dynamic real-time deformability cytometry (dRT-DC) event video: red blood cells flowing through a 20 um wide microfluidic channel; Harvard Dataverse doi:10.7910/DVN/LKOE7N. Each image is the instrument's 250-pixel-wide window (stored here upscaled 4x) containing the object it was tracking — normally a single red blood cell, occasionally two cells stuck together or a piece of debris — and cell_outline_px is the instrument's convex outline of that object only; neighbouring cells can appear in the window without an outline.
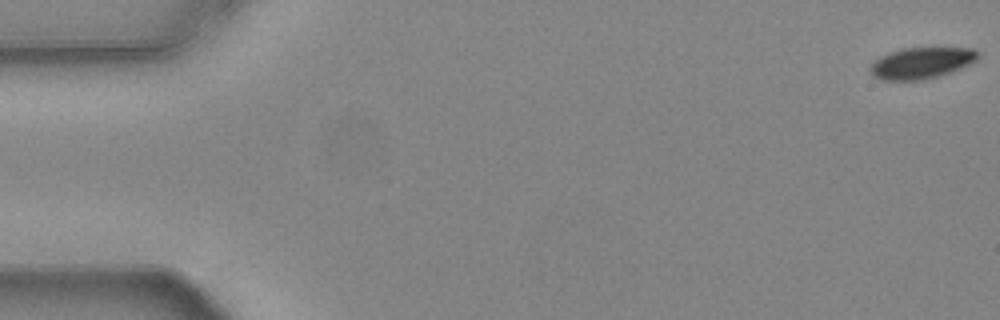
{"species": "common noctule bat (a hibernating species)", "species_latin": "Nyctalus noctula", "temperature_condition": "warm", "stored_images_in_passage": 55, "camera_frame_rate_fps": 3000, "um_per_image_px": 0.085, "animal": {"sex": "female", "body_mass_g": 24.6, "forearm_length_mm": 56.2}, "frame": {"image": 1, "passage_image": 1, "time_ms": 0.0, "image_size_px": [1000, 320], "cell_outline_px": [[980, 56], [976, 60], [960, 68], [940, 76], [924, 80], [880, 80], [872, 76], [868, 72], [868, 68], [880, 56], [888, 52], [900, 48], [976, 48], [980, 52]], "centroid_in_image_um": [78.29, 5.35], "position_along_channel_um": 6.7, "area_um2": 19.94}}
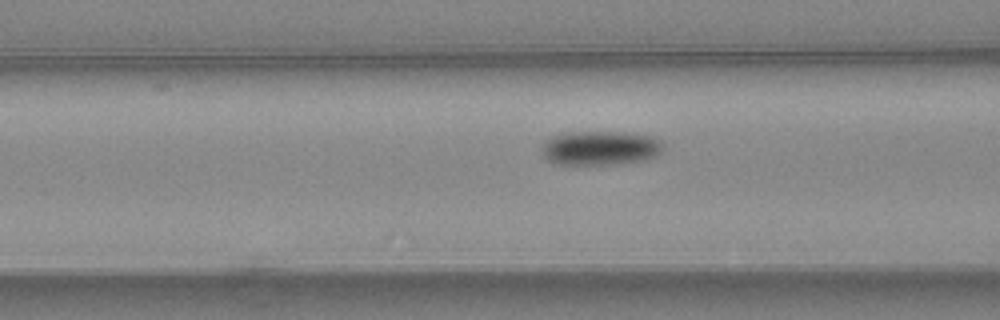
{"frame": {"image": 2, "passage_image": 22, "time_ms": 7.0, "image_size_px": [1000, 320], "cell_outline_px": [[664, 148], [656, 156], [648, 160], [612, 164], [556, 164], [548, 160], [540, 152], [540, 148], [552, 136], [564, 132], [628, 132], [652, 136], [660, 140], [664, 144]], "centroid_in_image_um": [51.05, 12.57], "position_along_channel_um": 115.6, "area_um2": 24.51}}
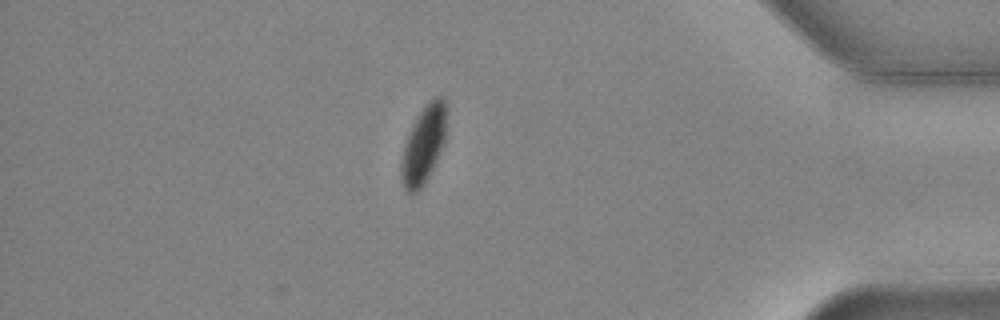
{"frame": {"image": 3, "passage_image": 48, "time_ms": 15.667, "image_size_px": [1000, 320], "cell_outline_px": [[448, 108], [444, 140], [432, 168], [424, 184], [416, 192], [408, 192], [404, 188], [400, 180], [400, 164], [404, 144], [412, 124], [420, 112], [436, 96], [444, 96]], "centroid_in_image_um": [35.99, 12.28], "position_along_channel_um": 399.2, "area_um2": 20.35}, "authors_computed_cell_mechanics": {"area_um2": 22.4842, "velocity_mm_per_s": 3.734, "shape_relaxation_time_tau1_ms": 3.2574, "shape_relaxation_time_tau2_ms": null, "deformation_change_tau1": 0.1026, "deformation_change_tau2": null}}